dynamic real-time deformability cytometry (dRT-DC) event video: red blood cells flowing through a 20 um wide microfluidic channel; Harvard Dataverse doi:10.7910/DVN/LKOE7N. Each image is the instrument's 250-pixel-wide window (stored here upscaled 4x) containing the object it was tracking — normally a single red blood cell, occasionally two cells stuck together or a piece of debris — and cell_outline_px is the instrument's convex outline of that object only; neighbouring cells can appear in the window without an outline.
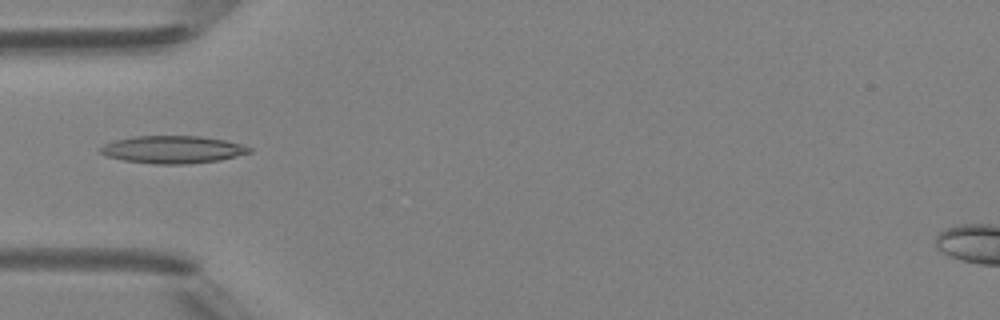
{"species": "Egyptian fruit bat (a non-hibernating species)", "species_latin": "Rousettus aegyptiacus", "temperature_condition": "room temperature", "stored_images_in_passage": 2, "camera_frame_rate_fps": 3000, "um_per_image_px": 0.085, "animal": {"sex": "female"}, "frame": {"image": 1, "passage_image": 2, "time_ms": 1.0, "image_size_px": [1000, 320], "cell_outline_px": [[252, 152], [220, 160], [184, 164], [156, 164], [124, 160], [108, 156], [100, 152], [96, 148], [104, 144], [116, 140], [132, 136], [200, 136], [224, 140], [240, 144], [252, 148]], "centroid_in_image_um": [14.66, 12.71], "position_along_channel_um": 70.3, "area_um2": 23.81}}